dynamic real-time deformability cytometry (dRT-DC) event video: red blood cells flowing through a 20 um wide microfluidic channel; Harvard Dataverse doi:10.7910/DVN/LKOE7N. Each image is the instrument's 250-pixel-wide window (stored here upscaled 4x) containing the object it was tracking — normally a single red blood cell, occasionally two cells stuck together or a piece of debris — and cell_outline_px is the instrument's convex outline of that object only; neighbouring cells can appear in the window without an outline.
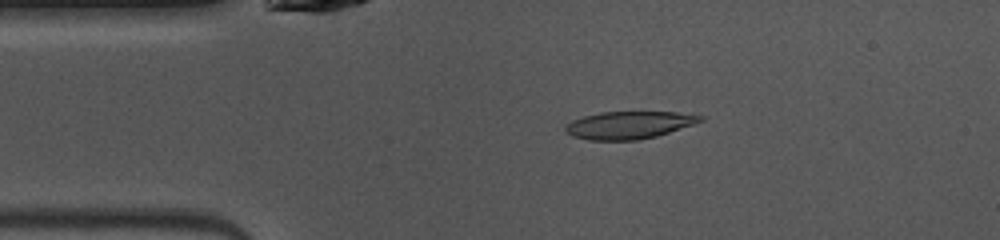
{"species": "common noctule bat (a hibernating species)", "species_latin": "Nyctalus noctula", "temperature_condition": "warm", "stored_images_in_passage": 47, "camera_frame_rate_fps": 3000, "um_per_image_px": 0.085, "animal": {"sex": "female", "body_mass_g": 10.0, "forearm_length_mm": 53.1}, "frame": {"image": 1, "passage_image": 8, "time_ms": 2.333, "image_size_px": [1000, 240], "cell_outline_px": [[704, 120], [656, 136], [636, 140], [588, 140], [572, 136], [564, 132], [564, 128], [572, 120], [584, 116], [600, 112], [676, 112], [704, 116]], "centroid_in_image_um": [53.41, 10.63], "position_along_channel_um": 31.6, "area_um2": 21.44}}
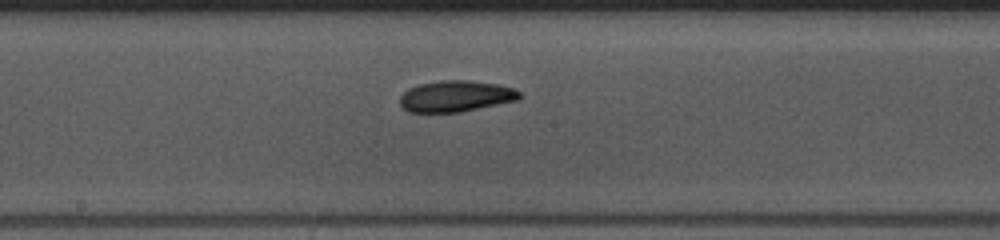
{"frame": {"image": 2, "passage_image": 23, "time_ms": 7.333, "image_size_px": [1000, 240], "cell_outline_px": [[524, 96], [520, 100], [460, 112], [408, 112], [400, 104], [400, 96], [408, 88], [420, 84], [440, 80], [468, 80], [496, 84], [512, 88], [520, 92]], "centroid_in_image_um": [38.77, 8.18], "position_along_channel_um": 209.4, "area_um2": 21.85}}
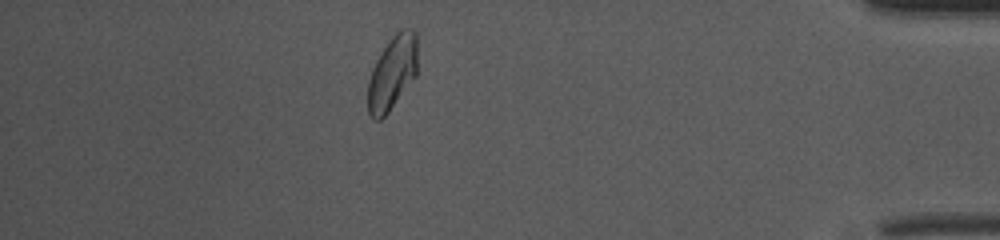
{"frame": {"image": 3, "passage_image": 41, "time_ms": 13.333, "image_size_px": [1000, 240], "cell_outline_px": [[416, 76], [388, 112], [380, 120], [376, 120], [368, 112], [368, 80], [372, 68], [376, 60], [388, 40], [400, 28], [412, 28], [416, 32]], "centroid_in_image_um": [33.34, 6.16], "position_along_channel_um": 401.9, "area_um2": 21.33}, "authors_computed_cell_mechanics": {"area_um2": 21.5594, "velocity_mm_per_s": 4.0329, "shape_relaxation_time_tau1_ms": 2.3953, "shape_relaxation_time_tau2_ms": 5.2146, "deformation_change_tau1": 0.1239, "deformation_change_tau2": 0.107}}